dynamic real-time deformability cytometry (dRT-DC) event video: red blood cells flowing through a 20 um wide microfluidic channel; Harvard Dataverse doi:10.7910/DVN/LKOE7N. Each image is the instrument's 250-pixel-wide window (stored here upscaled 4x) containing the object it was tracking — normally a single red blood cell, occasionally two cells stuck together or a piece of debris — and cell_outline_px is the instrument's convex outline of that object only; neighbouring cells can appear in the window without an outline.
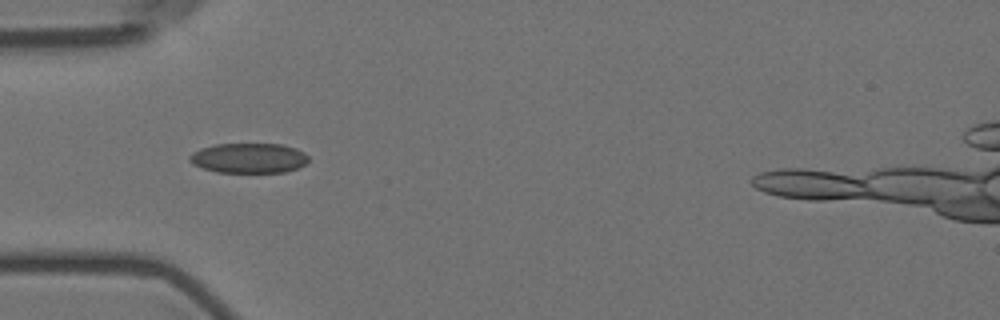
{"species": "Egyptian fruit bat (a non-hibernating species)", "species_latin": "Rousettus aegyptiacus", "temperature_condition": "room temperature", "stored_images_in_passage": 5, "camera_frame_rate_fps": 3000, "um_per_image_px": 0.085, "animal": {"sex": "female"}, "frame": {"image": 1, "passage_image": 5, "time_ms": 5.0, "image_size_px": [1000, 320], "cell_outline_px": [[308, 160], [304, 164], [296, 168], [284, 172], [216, 172], [192, 164], [188, 160], [188, 156], [192, 152], [200, 148], [216, 144], [284, 144], [296, 148], [304, 152], [308, 156]], "centroid_in_image_um": [21.12, 13.43], "position_along_channel_um": 63.9, "area_um2": 20.81}}